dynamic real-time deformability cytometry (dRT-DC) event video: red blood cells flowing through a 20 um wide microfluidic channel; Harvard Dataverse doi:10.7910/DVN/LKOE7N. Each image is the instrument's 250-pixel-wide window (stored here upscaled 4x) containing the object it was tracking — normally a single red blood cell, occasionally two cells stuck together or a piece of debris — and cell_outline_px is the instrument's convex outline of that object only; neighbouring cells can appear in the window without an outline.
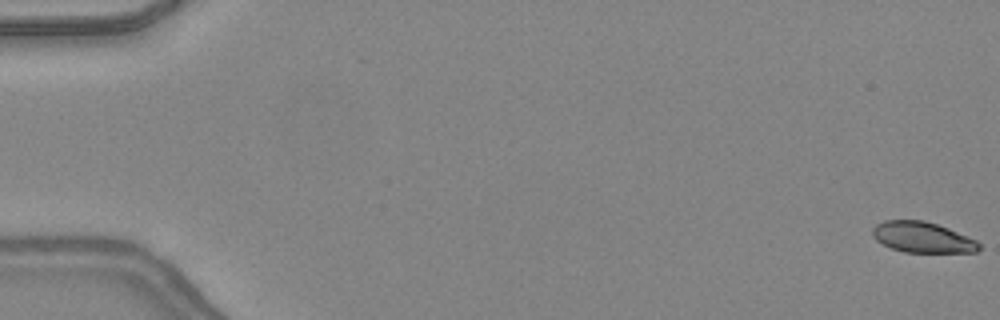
{"species": "common noctule bat (a hibernating species)", "species_latin": "Nyctalus noctula", "temperature_condition": "warm", "stored_images_in_passage": 50, "camera_frame_rate_fps": 3000, "um_per_image_px": 0.085, "animal": {"sex": "female", "body_mass_g": 24.6, "forearm_length_mm": 56.2}, "frame": {"image": 1, "passage_image": 1, "time_ms": 0.0, "image_size_px": [1000, 320], "cell_outline_px": [[980, 248], [976, 252], [904, 252], [892, 248], [876, 240], [872, 236], [872, 228], [876, 224], [884, 220], [924, 220], [948, 228], [968, 236], [976, 240], [980, 244]], "centroid_in_image_um": [78.4, 20.16], "position_along_channel_um": 6.6, "area_um2": 19.02}}
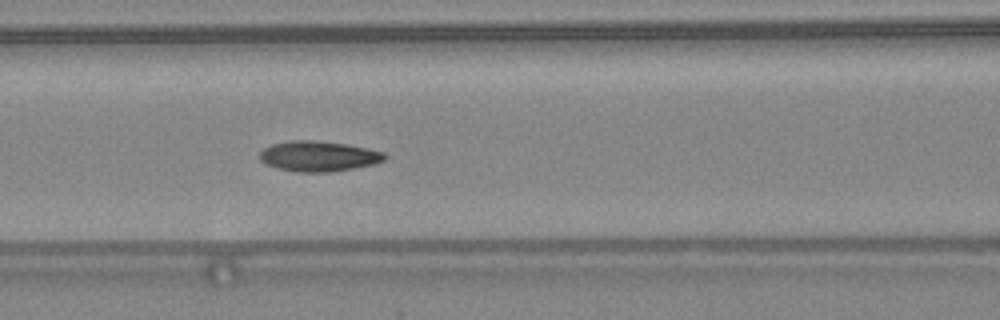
{"frame": {"image": 2, "passage_image": 22, "time_ms": 7.0, "image_size_px": [1000, 320], "cell_outline_px": [[388, 156], [384, 160], [376, 164], [332, 172], [296, 172], [276, 168], [260, 160], [260, 152], [264, 148], [272, 144], [288, 140], [316, 140], [348, 144], [368, 148], [384, 152]], "centroid_in_image_um": [27.11, 13.27], "position_along_channel_um": 139.5, "area_um2": 22.37}}
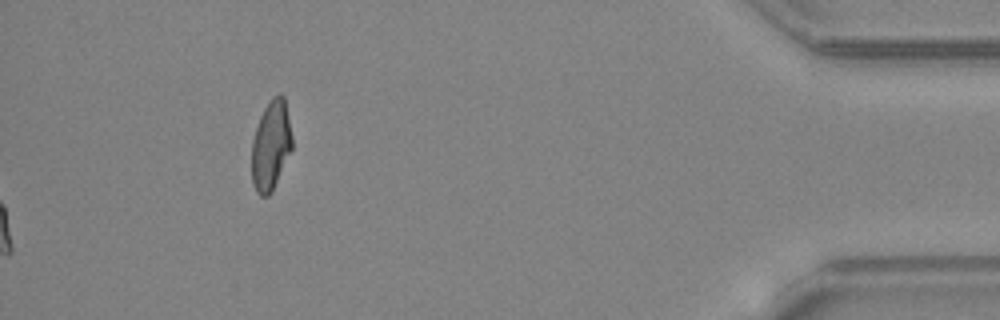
{"frame": {"image": 3, "passage_image": 50, "time_ms": 16.333, "image_size_px": [1000, 320], "cell_outline_px": [[292, 148], [272, 192], [268, 196], [260, 196], [256, 192], [252, 184], [252, 140], [260, 116], [264, 108], [272, 96], [280, 92], [284, 96], [292, 136]], "centroid_in_image_um": [23.02, 12.36], "position_along_channel_um": 412.2, "area_um2": 21.15}, "authors_computed_cell_mechanics": {"area_um2": 21.2415, "velocity_mm_per_s": 4.3683, "shape_relaxation_time_tau1_ms": 3.0379, "shape_relaxation_time_tau2_ms": 1.5327, "deformation_change_tau1": 0.1289, "deformation_change_tau2": 0.0576}}